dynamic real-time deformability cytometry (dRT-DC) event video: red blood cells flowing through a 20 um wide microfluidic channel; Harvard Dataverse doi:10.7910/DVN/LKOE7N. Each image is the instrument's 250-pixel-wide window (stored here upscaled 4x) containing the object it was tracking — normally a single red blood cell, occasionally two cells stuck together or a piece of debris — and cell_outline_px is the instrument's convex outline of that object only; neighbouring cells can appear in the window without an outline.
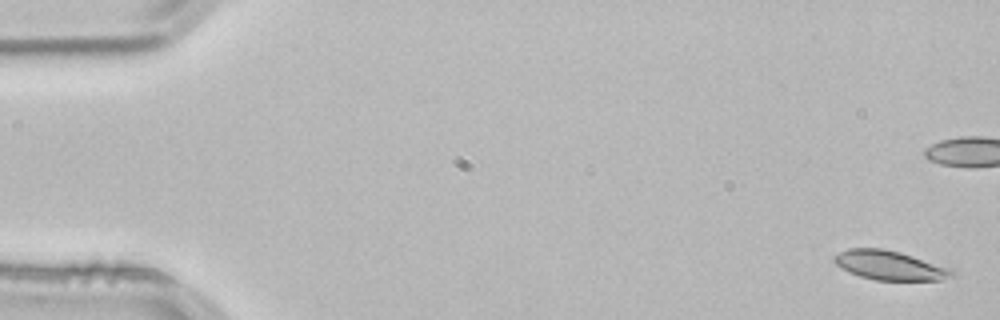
{"species": "common noctule bat (a hibernating species)", "species_latin": "Nyctalus noctula", "temperature_condition": "room temperature", "stored_images_in_passage": 15, "camera_frame_rate_fps": 3000, "um_per_image_px": 0.085, "animal": {"sex": "male", "body_mass_g": 21.5, "forearm_length_mm": 52.0}, "frame": {"image": 1, "passage_image": 1, "time_ms": 0.0, "image_size_px": [1000, 320], "cell_outline_px": [[936, 268], [928, 280], [884, 280], [868, 276], [856, 272], [840, 264], [836, 260], [848, 252], [892, 252], [908, 256]], "centroid_in_image_um": [75.38, 22.6], "position_along_channel_um": 9.6, "area_um2": 14.62}}